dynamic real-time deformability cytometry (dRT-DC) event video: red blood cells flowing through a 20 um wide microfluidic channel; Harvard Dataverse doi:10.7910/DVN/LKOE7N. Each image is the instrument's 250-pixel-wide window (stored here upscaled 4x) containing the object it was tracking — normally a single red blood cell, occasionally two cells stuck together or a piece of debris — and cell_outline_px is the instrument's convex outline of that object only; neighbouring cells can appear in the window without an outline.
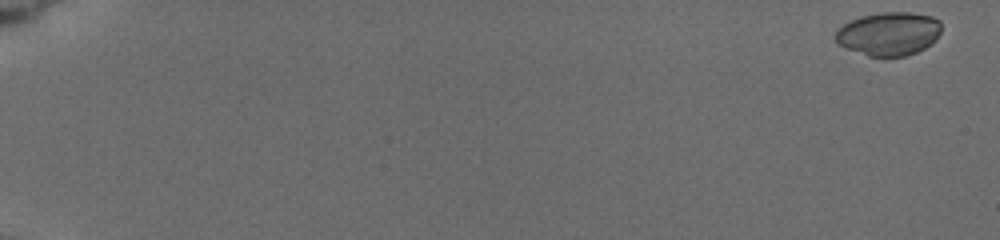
{"species": "common noctule bat (a hibernating species)", "species_latin": "Nyctalus noctula", "temperature_condition": "cold", "stored_images_in_passage": 78, "camera_frame_rate_fps": 3000, "um_per_image_px": 0.085, "animal": {"sex": "female", "body_mass_g": 19.5, "forearm_length_mm": 54.1}, "frame": {"image": 1, "passage_image": 1, "time_ms": 0.0, "image_size_px": [1000, 240], "cell_outline_px": [[940, 32], [936, 40], [932, 44], [916, 52], [904, 56], [884, 60], [868, 56], [844, 48], [836, 44], [836, 28], [852, 20], [864, 16], [880, 12], [908, 12], [932, 16], [940, 20]], "centroid_in_image_um": [75.54, 2.91], "position_along_channel_um": 9.5, "area_um2": 27.4}}
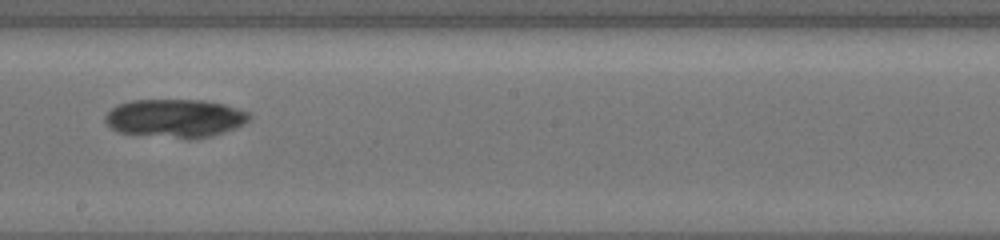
{"frame": {"image": 2, "passage_image": 36, "time_ms": 11.0, "image_size_px": [1000, 240], "cell_outline_px": [[252, 116], [244, 124], [236, 128], [212, 136], [188, 140], [120, 132], [112, 128], [104, 120], [104, 116], [116, 104], [128, 100], [204, 100], [224, 104], [240, 108], [248, 112]], "centroid_in_image_um": [14.91, 10.05], "position_along_channel_um": 233.3, "area_um2": 32.6}}
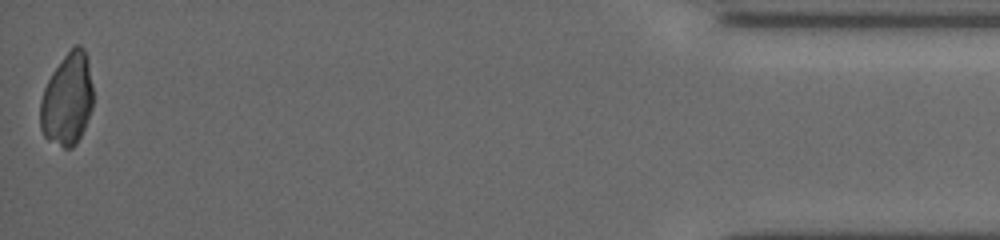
{"frame": {"image": 3, "passage_image": 77, "time_ms": 18.0, "image_size_px": [1000, 240], "cell_outline_px": [[92, 108], [84, 128], [76, 144], [72, 148], [64, 148], [48, 140], [44, 136], [40, 128], [40, 100], [44, 88], [52, 72], [72, 44], [80, 44], [84, 48], [88, 56], [92, 84]], "centroid_in_image_um": [5.72, 8.41], "position_along_channel_um": 429.5, "area_um2": 28.78}}